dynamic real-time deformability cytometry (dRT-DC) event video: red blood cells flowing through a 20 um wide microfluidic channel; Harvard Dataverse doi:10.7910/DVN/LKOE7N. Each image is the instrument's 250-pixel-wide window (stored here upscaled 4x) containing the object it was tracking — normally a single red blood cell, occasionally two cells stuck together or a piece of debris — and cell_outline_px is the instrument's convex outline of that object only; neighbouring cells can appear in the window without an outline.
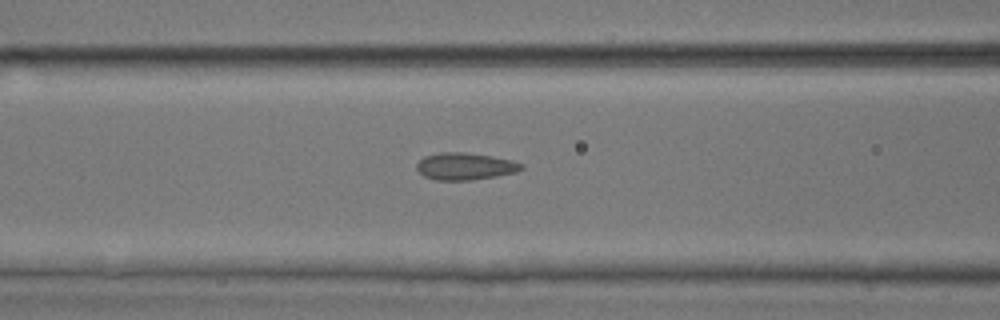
{"species": "common noctule bat (a hibernating species)", "species_latin": "Nyctalus noctula", "temperature_condition": "room temperature", "stored_images_in_passage": 13, "camera_frame_rate_fps": 3000, "um_per_image_px": 0.085, "animal": {"sex": "male", "body_mass_g": 17.9, "forearm_length_mm": 54.2}, "frame": {"image": 1, "passage_image": 11, "time_ms": 3.333, "image_size_px": [1000, 320], "cell_outline_px": [[524, 168], [516, 172], [496, 176], [468, 180], [436, 180], [424, 176], [416, 168], [416, 164], [424, 156], [440, 152], [464, 152], [492, 156], [512, 160], [524, 164]], "centroid_in_image_um": [39.54, 14.13], "position_along_channel_um": 127.1, "area_um2": 16.53}}